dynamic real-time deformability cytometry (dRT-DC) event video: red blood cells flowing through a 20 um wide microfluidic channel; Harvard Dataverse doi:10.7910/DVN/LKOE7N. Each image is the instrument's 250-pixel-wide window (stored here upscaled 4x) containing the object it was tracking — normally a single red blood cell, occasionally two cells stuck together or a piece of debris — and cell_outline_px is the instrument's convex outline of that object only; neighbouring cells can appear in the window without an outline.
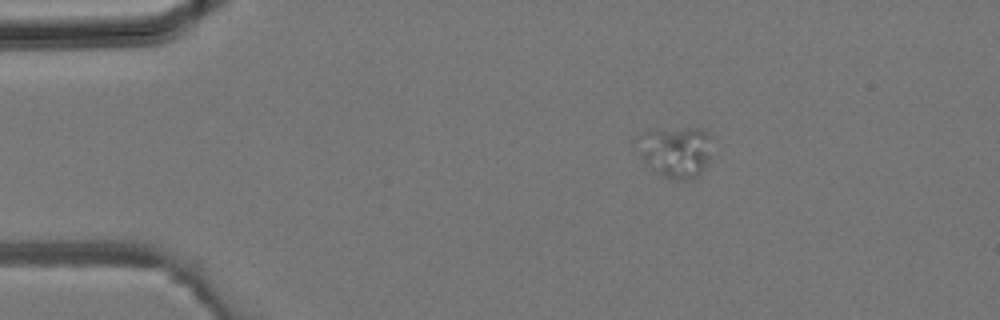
{"species": "common noctule bat (a hibernating species)", "species_latin": "Nyctalus noctula", "temperature_condition": "room temperature", "stored_images_in_passage": 2, "camera_frame_rate_fps": 3000, "um_per_image_px": 0.085, "animal": {"sex": "male", "body_mass_g": 19.2, "forearm_length_mm": 51.8}, "frame": {"image": 1, "passage_image": 1, "time_ms": 0.0, "image_size_px": [1000, 320], "cell_outline_px": [[712, 136], [708, 160], [700, 172], [696, 176], [688, 180], [672, 180], [664, 176], [644, 160], [640, 156], [632, 140], [648, 128], [704, 128]], "centroid_in_image_um": [57.38, 12.82], "position_along_channel_um": 27.6, "area_um2": 22.77}}